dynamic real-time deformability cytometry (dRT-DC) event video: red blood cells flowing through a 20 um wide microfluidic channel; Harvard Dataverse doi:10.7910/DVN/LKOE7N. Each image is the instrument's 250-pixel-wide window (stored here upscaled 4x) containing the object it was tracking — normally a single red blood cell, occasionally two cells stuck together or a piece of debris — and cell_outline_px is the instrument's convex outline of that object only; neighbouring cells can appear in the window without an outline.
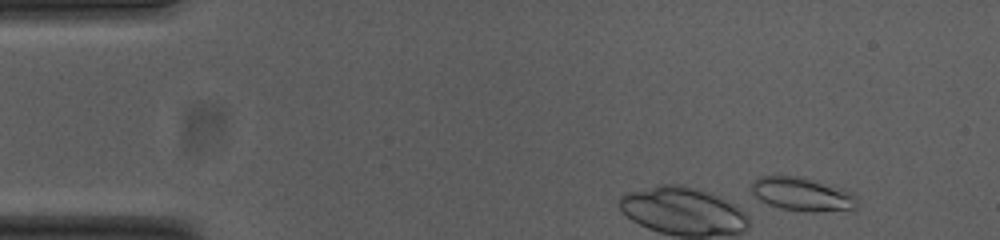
{"species": "common noctule bat (a hibernating species)", "species_latin": "Nyctalus noctula", "temperature_condition": "cold", "stored_images_in_passage": 7, "camera_frame_rate_fps": 3000, "um_per_image_px": 0.085, "animal": {"sex": "female", "body_mass_g": 23.0, "forearm_length_mm": 53.4}, "frame": {"image": 1, "passage_image": 4, "time_ms": 1.0, "image_size_px": [1000, 240], "cell_outline_px": [[860, 204], [856, 212], [852, 212], [780, 208], [768, 204], [760, 200], [752, 192], [752, 184], [760, 176], [800, 176], [844, 188], [852, 192], [856, 196]], "centroid_in_image_um": [68.33, 16.51], "position_along_channel_um": 16.7, "area_um2": 20.75}}